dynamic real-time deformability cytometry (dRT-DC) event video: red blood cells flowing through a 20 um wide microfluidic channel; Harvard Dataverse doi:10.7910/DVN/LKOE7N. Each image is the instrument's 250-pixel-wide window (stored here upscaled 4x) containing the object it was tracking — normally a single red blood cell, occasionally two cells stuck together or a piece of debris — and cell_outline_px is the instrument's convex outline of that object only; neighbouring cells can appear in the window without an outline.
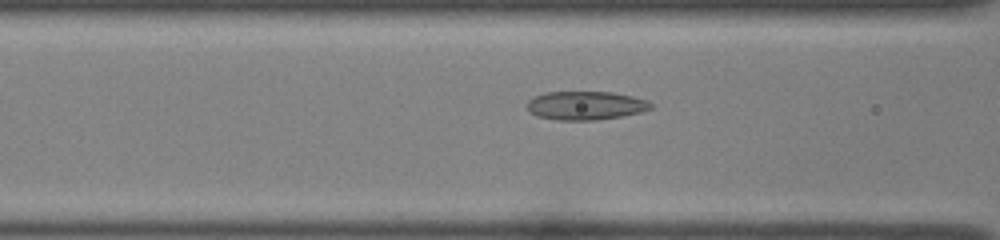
{"species": "common noctule bat (a hibernating species)", "species_latin": "Nyctalus noctula", "temperature_condition": "room temperature", "stored_images_in_passage": 9, "camera_frame_rate_fps": 3000, "um_per_image_px": 0.085, "animal": {"sex": "female", "body_mass_g": 22.0, "forearm_length_mm": 56.7}, "frame": {"image": 1, "passage_image": 7, "time_ms": 2.0, "image_size_px": [1000, 240], "cell_outline_px": [[652, 108], [640, 112], [620, 116], [596, 120], [556, 120], [536, 116], [528, 108], [528, 100], [536, 96], [548, 92], [612, 92], [632, 96], [648, 100], [652, 104]], "centroid_in_image_um": [49.8, 8.97], "position_along_channel_um": 116.8, "area_um2": 20.46}}